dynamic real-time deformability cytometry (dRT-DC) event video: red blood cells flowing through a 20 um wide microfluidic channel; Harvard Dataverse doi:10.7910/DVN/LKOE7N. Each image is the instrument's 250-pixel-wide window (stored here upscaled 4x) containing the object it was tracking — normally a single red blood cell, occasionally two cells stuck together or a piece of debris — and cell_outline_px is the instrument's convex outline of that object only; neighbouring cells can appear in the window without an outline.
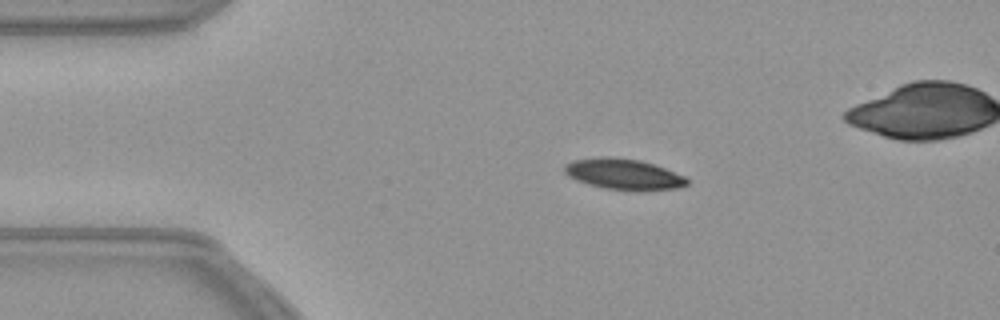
{"species": "common noctule bat (a hibernating species)", "species_latin": "Nyctalus noctula", "temperature_condition": "warm", "stored_images_in_passage": 46, "camera_frame_rate_fps": 3000, "um_per_image_px": 0.085, "animal": {"sex": "female", "body_mass_g": 21.9}, "frame": {"image": 1, "passage_image": 1, "time_ms": 0.0, "image_size_px": [1000, 320], "cell_outline_px": [[688, 184], [676, 188], [636, 192], [604, 188], [588, 184], [576, 180], [568, 176], [564, 172], [564, 164], [572, 160], [600, 156], [612, 156], [640, 160], [664, 168], [684, 176], [688, 180]], "centroid_in_image_um": [52.97, 14.81], "position_along_channel_um": 32.0, "area_um2": 22.31}}
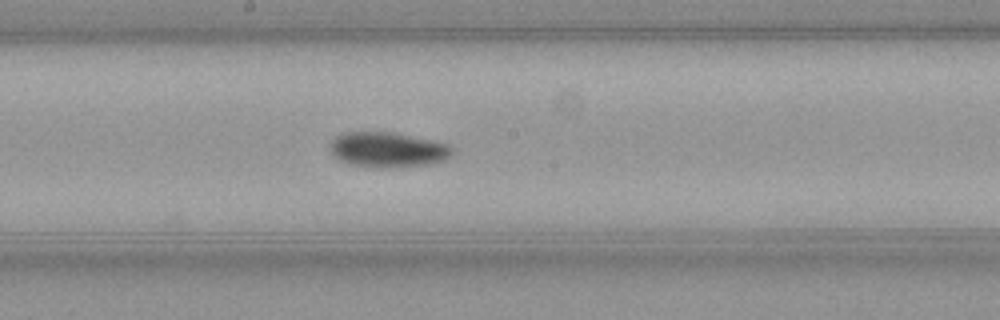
{"frame": {"image": 2, "passage_image": 19, "time_ms": 6.0, "image_size_px": [1000, 320], "cell_outline_px": [[452, 152], [444, 160], [432, 164], [396, 168], [376, 168], [352, 164], [340, 160], [332, 152], [332, 140], [336, 136], [344, 132], [396, 132], [436, 140], [448, 144], [452, 148]], "centroid_in_image_um": [33.02, 12.72], "position_along_channel_um": 215.2, "area_um2": 25.2}}
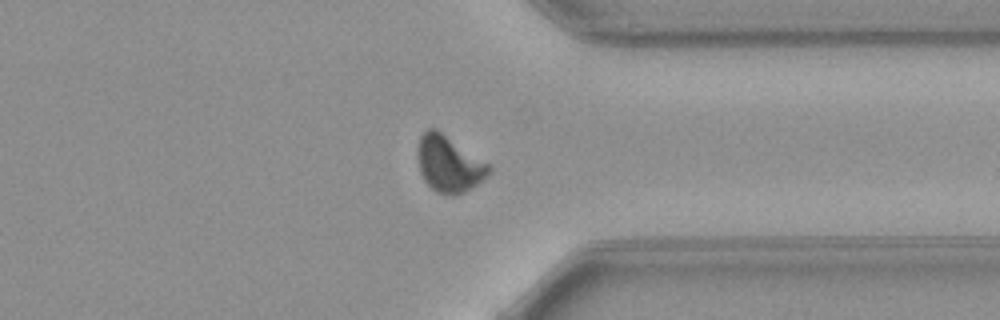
{"frame": {"image": 3, "passage_image": 32, "time_ms": 10.333, "image_size_px": [1000, 320], "cell_outline_px": [[492, 168], [488, 176], [464, 192], [456, 196], [448, 196], [436, 192], [424, 180], [420, 172], [420, 136], [428, 128], [436, 128], [488, 164]], "centroid_in_image_um": [38.18, 13.97], "position_along_channel_um": 373.2, "area_um2": 22.77}}